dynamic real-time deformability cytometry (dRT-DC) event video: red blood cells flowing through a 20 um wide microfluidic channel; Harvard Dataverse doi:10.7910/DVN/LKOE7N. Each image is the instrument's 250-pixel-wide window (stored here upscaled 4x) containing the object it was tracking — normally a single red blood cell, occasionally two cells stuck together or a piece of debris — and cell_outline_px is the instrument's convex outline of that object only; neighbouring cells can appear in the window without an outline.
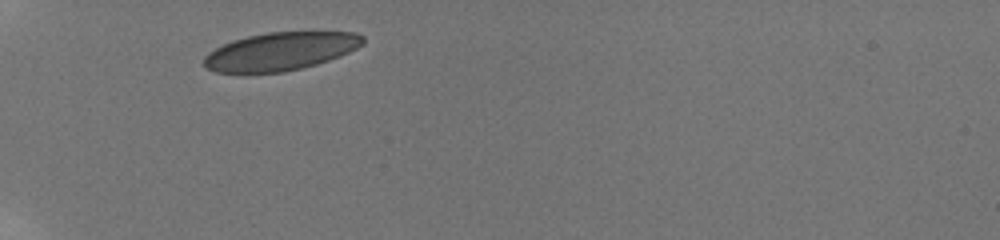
{"species": "human", "species_latin": "Homo sapiens", "temperature_condition": "room temperature", "stored_images_in_passage": 2, "camera_frame_rate_fps": 3000, "um_per_image_px": 0.085, "donor": {"sex": "male"}, "frame": {"image": 1, "passage_image": 1, "time_ms": 0.0, "image_size_px": [1000, 240], "cell_outline_px": [[364, 44], [340, 56], [316, 64], [284, 72], [216, 72], [208, 68], [204, 64], [204, 56], [208, 52], [232, 40], [248, 36], [268, 32], [356, 32], [364, 36]], "centroid_in_image_um": [23.86, 4.35], "position_along_channel_um": 61.1, "area_um2": 34.97}}